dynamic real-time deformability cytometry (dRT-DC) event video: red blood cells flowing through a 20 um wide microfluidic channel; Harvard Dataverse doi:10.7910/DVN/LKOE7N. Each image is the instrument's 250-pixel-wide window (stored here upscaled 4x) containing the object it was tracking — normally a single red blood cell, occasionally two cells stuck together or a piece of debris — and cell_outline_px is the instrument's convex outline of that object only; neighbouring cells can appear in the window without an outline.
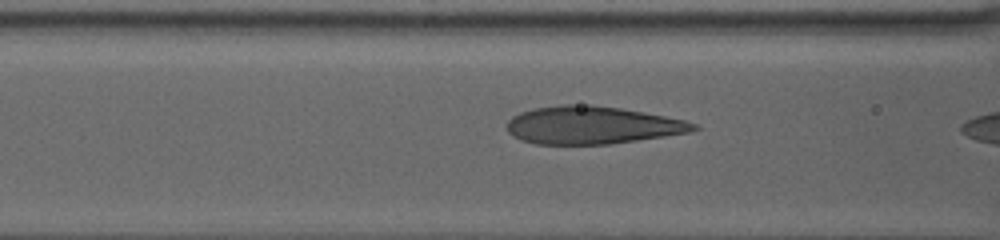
{"species": "human", "species_latin": "Homo sapiens", "temperature_condition": "warm", "stored_images_in_passage": 10, "camera_frame_rate_fps": 3000, "um_per_image_px": 0.085, "donor": {"sex": "female"}, "frame": {"image": 1, "passage_image": 7, "time_ms": 1.667, "image_size_px": [1000, 240], "cell_outline_px": [[700, 128], [688, 132], [664, 136], [608, 144], [536, 144], [512, 136], [508, 132], [508, 120], [512, 116], [520, 112], [536, 108], [564, 104], [592, 104], [620, 108], [664, 116], [684, 120], [696, 124]], "centroid_in_image_um": [50.3, 10.63], "position_along_channel_um": 116.3, "area_um2": 40.69}}